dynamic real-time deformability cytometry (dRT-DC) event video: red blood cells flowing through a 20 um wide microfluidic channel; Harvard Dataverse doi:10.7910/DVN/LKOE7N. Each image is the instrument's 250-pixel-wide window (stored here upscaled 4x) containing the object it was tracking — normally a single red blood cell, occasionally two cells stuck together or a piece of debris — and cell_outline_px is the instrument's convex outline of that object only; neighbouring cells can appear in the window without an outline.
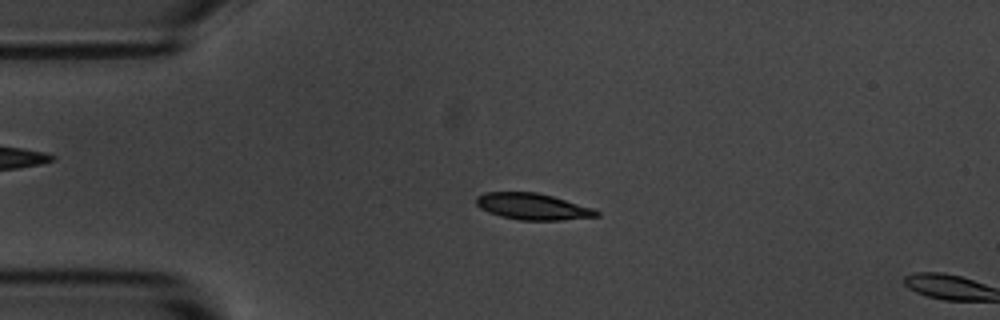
{"species": "common noctule bat (a hibernating species)", "species_latin": "Nyctalus noctula", "temperature_condition": "room temperature", "stored_images_in_passage": 14, "camera_frame_rate_fps": 3000, "um_per_image_px": 0.085, "animal": {"sex": "male", "body_mass_g": 20.1, "forearm_length_mm": 53.5}, "frame": {"image": 1, "passage_image": 12, "time_ms": 3.667, "image_size_px": [1000, 320], "cell_outline_px": [[600, 216], [560, 220], [516, 220], [500, 216], [488, 212], [480, 208], [476, 204], [476, 196], [484, 192], [536, 192], [552, 196], [596, 208], [600, 212]], "centroid_in_image_um": [45.29, 17.55], "position_along_channel_um": 39.7, "area_um2": 18.73}}